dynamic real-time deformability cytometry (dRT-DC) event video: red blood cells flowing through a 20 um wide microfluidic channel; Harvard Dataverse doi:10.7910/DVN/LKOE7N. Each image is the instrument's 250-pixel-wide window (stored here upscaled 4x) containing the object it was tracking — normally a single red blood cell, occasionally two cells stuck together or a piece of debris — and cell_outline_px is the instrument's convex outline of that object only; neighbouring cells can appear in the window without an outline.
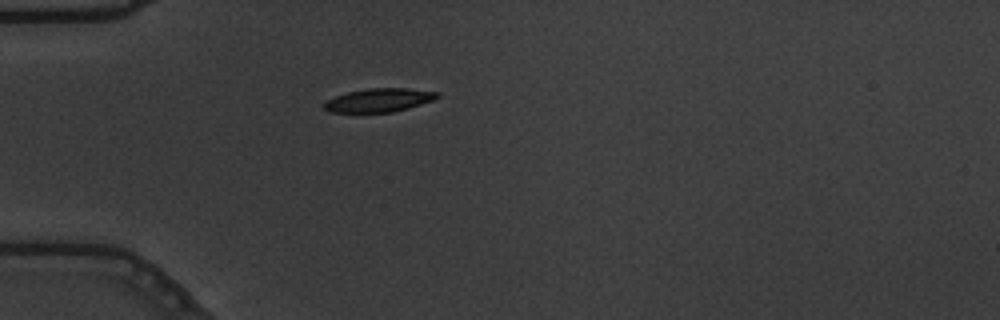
{"species": "common noctule bat (a hibernating species)", "species_latin": "Nyctalus noctula", "temperature_condition": "warm", "stored_images_in_passage": 45, "camera_frame_rate_fps": 3000, "um_per_image_px": 0.085, "animal": {"sex": "male", "body_mass_g": 19.5, "forearm_length_mm": 54.6}, "frame": {"image": 1, "passage_image": 6, "time_ms": 1.667, "image_size_px": [1000, 320], "cell_outline_px": [[440, 96], [432, 100], [408, 108], [392, 112], [360, 116], [328, 112], [324, 108], [324, 104], [328, 100], [336, 96], [348, 92], [368, 88], [404, 88], [440, 92]], "centroid_in_image_um": [32.13, 8.57], "position_along_channel_um": 52.9, "area_um2": 16.24}}
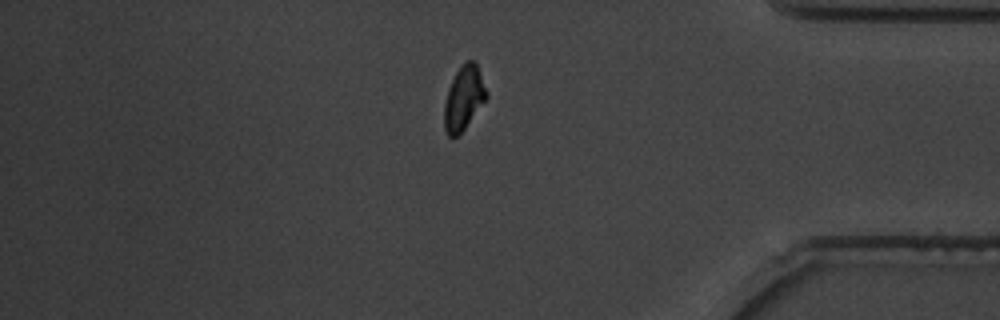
{"frame": {"image": 2, "passage_image": 37, "time_ms": 12.0, "image_size_px": [1000, 320], "cell_outline_px": [[488, 96], [464, 128], [456, 136], [448, 136], [444, 128], [444, 104], [448, 88], [456, 72], [468, 60], [476, 60], [488, 92]], "centroid_in_image_um": [39.43, 8.3], "position_along_channel_um": 395.8, "area_um2": 15.55}}
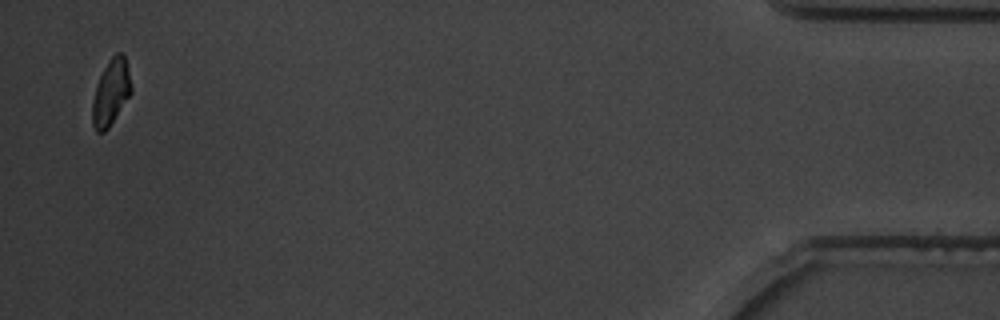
{"frame": {"image": 3, "passage_image": 44, "time_ms": 14.333, "image_size_px": [1000, 320], "cell_outline_px": [[132, 92], [108, 128], [104, 132], [96, 132], [92, 124], [92, 100], [100, 76], [108, 60], [116, 52], [124, 52], [132, 88]], "centroid_in_image_um": [9.43, 7.84], "position_along_channel_um": 425.8, "area_um2": 14.85}, "authors_computed_cell_mechanics": {"area_um2": 16.3574, "velocity_mm_per_s": 3.6681, "shape_relaxation_time_tau1_ms": 2.7944, "shape_relaxation_time_tau2_ms": 2.5651, "deformation_change_tau1": 0.1715, "deformation_change_tau2": 0.0832}}